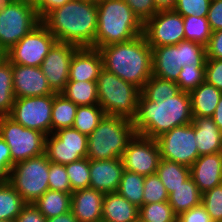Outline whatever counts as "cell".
Masks as SVG:
<instances>
[{
	"mask_svg": "<svg viewBox=\"0 0 222 222\" xmlns=\"http://www.w3.org/2000/svg\"><path fill=\"white\" fill-rule=\"evenodd\" d=\"M97 17L95 0H71L51 11L41 22L57 42L95 48Z\"/></svg>",
	"mask_w": 222,
	"mask_h": 222,
	"instance_id": "1",
	"label": "cell"
},
{
	"mask_svg": "<svg viewBox=\"0 0 222 222\" xmlns=\"http://www.w3.org/2000/svg\"><path fill=\"white\" fill-rule=\"evenodd\" d=\"M193 121L189 92L179 91L165 100L151 102L142 93L133 125L136 134L157 139L174 127L191 124Z\"/></svg>",
	"mask_w": 222,
	"mask_h": 222,
	"instance_id": "2",
	"label": "cell"
},
{
	"mask_svg": "<svg viewBox=\"0 0 222 222\" xmlns=\"http://www.w3.org/2000/svg\"><path fill=\"white\" fill-rule=\"evenodd\" d=\"M98 50L105 70L140 90L152 76V48L143 34L130 41L103 46Z\"/></svg>",
	"mask_w": 222,
	"mask_h": 222,
	"instance_id": "3",
	"label": "cell"
},
{
	"mask_svg": "<svg viewBox=\"0 0 222 222\" xmlns=\"http://www.w3.org/2000/svg\"><path fill=\"white\" fill-rule=\"evenodd\" d=\"M95 48L130 41L143 34V23L124 0H97Z\"/></svg>",
	"mask_w": 222,
	"mask_h": 222,
	"instance_id": "4",
	"label": "cell"
},
{
	"mask_svg": "<svg viewBox=\"0 0 222 222\" xmlns=\"http://www.w3.org/2000/svg\"><path fill=\"white\" fill-rule=\"evenodd\" d=\"M135 134L132 120L105 115L88 136L87 158L91 160L121 158Z\"/></svg>",
	"mask_w": 222,
	"mask_h": 222,
	"instance_id": "5",
	"label": "cell"
},
{
	"mask_svg": "<svg viewBox=\"0 0 222 222\" xmlns=\"http://www.w3.org/2000/svg\"><path fill=\"white\" fill-rule=\"evenodd\" d=\"M98 104L106 115L134 120L141 90L104 68L96 81Z\"/></svg>",
	"mask_w": 222,
	"mask_h": 222,
	"instance_id": "6",
	"label": "cell"
},
{
	"mask_svg": "<svg viewBox=\"0 0 222 222\" xmlns=\"http://www.w3.org/2000/svg\"><path fill=\"white\" fill-rule=\"evenodd\" d=\"M49 160L46 154L15 163L7 180L26 203H34L48 189Z\"/></svg>",
	"mask_w": 222,
	"mask_h": 222,
	"instance_id": "7",
	"label": "cell"
},
{
	"mask_svg": "<svg viewBox=\"0 0 222 222\" xmlns=\"http://www.w3.org/2000/svg\"><path fill=\"white\" fill-rule=\"evenodd\" d=\"M41 23L33 4L16 0L0 7V45L10 50Z\"/></svg>",
	"mask_w": 222,
	"mask_h": 222,
	"instance_id": "8",
	"label": "cell"
},
{
	"mask_svg": "<svg viewBox=\"0 0 222 222\" xmlns=\"http://www.w3.org/2000/svg\"><path fill=\"white\" fill-rule=\"evenodd\" d=\"M0 136L10 148L12 167L15 163L45 153L46 135L38 130L25 128L10 116L1 117Z\"/></svg>",
	"mask_w": 222,
	"mask_h": 222,
	"instance_id": "9",
	"label": "cell"
},
{
	"mask_svg": "<svg viewBox=\"0 0 222 222\" xmlns=\"http://www.w3.org/2000/svg\"><path fill=\"white\" fill-rule=\"evenodd\" d=\"M56 42L54 35L41 22L7 51V59L12 64L40 67Z\"/></svg>",
	"mask_w": 222,
	"mask_h": 222,
	"instance_id": "10",
	"label": "cell"
},
{
	"mask_svg": "<svg viewBox=\"0 0 222 222\" xmlns=\"http://www.w3.org/2000/svg\"><path fill=\"white\" fill-rule=\"evenodd\" d=\"M161 159L191 167L200 156L195 141L194 125L174 127L156 139Z\"/></svg>",
	"mask_w": 222,
	"mask_h": 222,
	"instance_id": "11",
	"label": "cell"
},
{
	"mask_svg": "<svg viewBox=\"0 0 222 222\" xmlns=\"http://www.w3.org/2000/svg\"><path fill=\"white\" fill-rule=\"evenodd\" d=\"M87 142V135L63 128L46 136L45 154L51 163L65 165L87 157Z\"/></svg>",
	"mask_w": 222,
	"mask_h": 222,
	"instance_id": "12",
	"label": "cell"
},
{
	"mask_svg": "<svg viewBox=\"0 0 222 222\" xmlns=\"http://www.w3.org/2000/svg\"><path fill=\"white\" fill-rule=\"evenodd\" d=\"M53 95L15 99L10 117L25 128L35 129L46 136L52 133Z\"/></svg>",
	"mask_w": 222,
	"mask_h": 222,
	"instance_id": "13",
	"label": "cell"
},
{
	"mask_svg": "<svg viewBox=\"0 0 222 222\" xmlns=\"http://www.w3.org/2000/svg\"><path fill=\"white\" fill-rule=\"evenodd\" d=\"M143 36L150 47L176 45L185 40L183 16L174 10L158 11L143 23Z\"/></svg>",
	"mask_w": 222,
	"mask_h": 222,
	"instance_id": "14",
	"label": "cell"
},
{
	"mask_svg": "<svg viewBox=\"0 0 222 222\" xmlns=\"http://www.w3.org/2000/svg\"><path fill=\"white\" fill-rule=\"evenodd\" d=\"M121 160L127 171L143 176L156 174L161 160L156 139L135 134L123 152Z\"/></svg>",
	"mask_w": 222,
	"mask_h": 222,
	"instance_id": "15",
	"label": "cell"
},
{
	"mask_svg": "<svg viewBox=\"0 0 222 222\" xmlns=\"http://www.w3.org/2000/svg\"><path fill=\"white\" fill-rule=\"evenodd\" d=\"M78 48L70 43L56 42L40 65L54 93H61L64 90L69 79L71 60Z\"/></svg>",
	"mask_w": 222,
	"mask_h": 222,
	"instance_id": "16",
	"label": "cell"
},
{
	"mask_svg": "<svg viewBox=\"0 0 222 222\" xmlns=\"http://www.w3.org/2000/svg\"><path fill=\"white\" fill-rule=\"evenodd\" d=\"M12 72L16 99L55 94L40 67L12 64Z\"/></svg>",
	"mask_w": 222,
	"mask_h": 222,
	"instance_id": "17",
	"label": "cell"
},
{
	"mask_svg": "<svg viewBox=\"0 0 222 222\" xmlns=\"http://www.w3.org/2000/svg\"><path fill=\"white\" fill-rule=\"evenodd\" d=\"M90 187L104 194L116 192L124 165L121 158L107 160L89 159Z\"/></svg>",
	"mask_w": 222,
	"mask_h": 222,
	"instance_id": "18",
	"label": "cell"
},
{
	"mask_svg": "<svg viewBox=\"0 0 222 222\" xmlns=\"http://www.w3.org/2000/svg\"><path fill=\"white\" fill-rule=\"evenodd\" d=\"M190 177L204 193L222 183V152L200 155L190 167Z\"/></svg>",
	"mask_w": 222,
	"mask_h": 222,
	"instance_id": "19",
	"label": "cell"
},
{
	"mask_svg": "<svg viewBox=\"0 0 222 222\" xmlns=\"http://www.w3.org/2000/svg\"><path fill=\"white\" fill-rule=\"evenodd\" d=\"M103 69V60L98 49L78 48L72 57L68 81H97Z\"/></svg>",
	"mask_w": 222,
	"mask_h": 222,
	"instance_id": "20",
	"label": "cell"
},
{
	"mask_svg": "<svg viewBox=\"0 0 222 222\" xmlns=\"http://www.w3.org/2000/svg\"><path fill=\"white\" fill-rule=\"evenodd\" d=\"M104 193L87 188L72 192L71 212L79 222L102 221Z\"/></svg>",
	"mask_w": 222,
	"mask_h": 222,
	"instance_id": "21",
	"label": "cell"
},
{
	"mask_svg": "<svg viewBox=\"0 0 222 222\" xmlns=\"http://www.w3.org/2000/svg\"><path fill=\"white\" fill-rule=\"evenodd\" d=\"M152 48V75L176 82L182 68L180 42Z\"/></svg>",
	"mask_w": 222,
	"mask_h": 222,
	"instance_id": "22",
	"label": "cell"
},
{
	"mask_svg": "<svg viewBox=\"0 0 222 222\" xmlns=\"http://www.w3.org/2000/svg\"><path fill=\"white\" fill-rule=\"evenodd\" d=\"M192 124L199 155L222 152V131L212 117L193 116Z\"/></svg>",
	"mask_w": 222,
	"mask_h": 222,
	"instance_id": "23",
	"label": "cell"
},
{
	"mask_svg": "<svg viewBox=\"0 0 222 222\" xmlns=\"http://www.w3.org/2000/svg\"><path fill=\"white\" fill-rule=\"evenodd\" d=\"M139 218V208L117 192L107 193L103 198L102 221L134 222Z\"/></svg>",
	"mask_w": 222,
	"mask_h": 222,
	"instance_id": "24",
	"label": "cell"
},
{
	"mask_svg": "<svg viewBox=\"0 0 222 222\" xmlns=\"http://www.w3.org/2000/svg\"><path fill=\"white\" fill-rule=\"evenodd\" d=\"M192 116L212 117L218 105L222 91L204 81L189 92Z\"/></svg>",
	"mask_w": 222,
	"mask_h": 222,
	"instance_id": "25",
	"label": "cell"
},
{
	"mask_svg": "<svg viewBox=\"0 0 222 222\" xmlns=\"http://www.w3.org/2000/svg\"><path fill=\"white\" fill-rule=\"evenodd\" d=\"M201 202L202 193L191 177L182 183V185L173 189L168 198V203L171 205L176 216L201 205Z\"/></svg>",
	"mask_w": 222,
	"mask_h": 222,
	"instance_id": "26",
	"label": "cell"
},
{
	"mask_svg": "<svg viewBox=\"0 0 222 222\" xmlns=\"http://www.w3.org/2000/svg\"><path fill=\"white\" fill-rule=\"evenodd\" d=\"M46 219L71 211V194L48 189L33 203Z\"/></svg>",
	"mask_w": 222,
	"mask_h": 222,
	"instance_id": "27",
	"label": "cell"
},
{
	"mask_svg": "<svg viewBox=\"0 0 222 222\" xmlns=\"http://www.w3.org/2000/svg\"><path fill=\"white\" fill-rule=\"evenodd\" d=\"M77 107L76 104L61 93L53 95L51 115L52 133L63 128L73 127Z\"/></svg>",
	"mask_w": 222,
	"mask_h": 222,
	"instance_id": "28",
	"label": "cell"
},
{
	"mask_svg": "<svg viewBox=\"0 0 222 222\" xmlns=\"http://www.w3.org/2000/svg\"><path fill=\"white\" fill-rule=\"evenodd\" d=\"M61 94L77 106L98 104L96 81H68Z\"/></svg>",
	"mask_w": 222,
	"mask_h": 222,
	"instance_id": "29",
	"label": "cell"
},
{
	"mask_svg": "<svg viewBox=\"0 0 222 222\" xmlns=\"http://www.w3.org/2000/svg\"><path fill=\"white\" fill-rule=\"evenodd\" d=\"M26 204L7 180H0V220H16Z\"/></svg>",
	"mask_w": 222,
	"mask_h": 222,
	"instance_id": "30",
	"label": "cell"
},
{
	"mask_svg": "<svg viewBox=\"0 0 222 222\" xmlns=\"http://www.w3.org/2000/svg\"><path fill=\"white\" fill-rule=\"evenodd\" d=\"M168 194L190 178V167L161 159L156 171Z\"/></svg>",
	"mask_w": 222,
	"mask_h": 222,
	"instance_id": "31",
	"label": "cell"
},
{
	"mask_svg": "<svg viewBox=\"0 0 222 222\" xmlns=\"http://www.w3.org/2000/svg\"><path fill=\"white\" fill-rule=\"evenodd\" d=\"M144 180L145 176L124 169L116 192L140 208L143 205Z\"/></svg>",
	"mask_w": 222,
	"mask_h": 222,
	"instance_id": "32",
	"label": "cell"
},
{
	"mask_svg": "<svg viewBox=\"0 0 222 222\" xmlns=\"http://www.w3.org/2000/svg\"><path fill=\"white\" fill-rule=\"evenodd\" d=\"M12 63L6 59L0 64V116H10L15 103Z\"/></svg>",
	"mask_w": 222,
	"mask_h": 222,
	"instance_id": "33",
	"label": "cell"
},
{
	"mask_svg": "<svg viewBox=\"0 0 222 222\" xmlns=\"http://www.w3.org/2000/svg\"><path fill=\"white\" fill-rule=\"evenodd\" d=\"M105 115L106 113L99 104L78 106L73 128L89 136Z\"/></svg>",
	"mask_w": 222,
	"mask_h": 222,
	"instance_id": "34",
	"label": "cell"
},
{
	"mask_svg": "<svg viewBox=\"0 0 222 222\" xmlns=\"http://www.w3.org/2000/svg\"><path fill=\"white\" fill-rule=\"evenodd\" d=\"M180 91L174 81L165 80L152 75L141 90V93L151 102L171 98Z\"/></svg>",
	"mask_w": 222,
	"mask_h": 222,
	"instance_id": "35",
	"label": "cell"
},
{
	"mask_svg": "<svg viewBox=\"0 0 222 222\" xmlns=\"http://www.w3.org/2000/svg\"><path fill=\"white\" fill-rule=\"evenodd\" d=\"M183 20L185 40L196 42L206 47L212 34L207 17L191 15L183 17Z\"/></svg>",
	"mask_w": 222,
	"mask_h": 222,
	"instance_id": "36",
	"label": "cell"
},
{
	"mask_svg": "<svg viewBox=\"0 0 222 222\" xmlns=\"http://www.w3.org/2000/svg\"><path fill=\"white\" fill-rule=\"evenodd\" d=\"M139 218L144 222H177V216L168 201L143 204L139 208Z\"/></svg>",
	"mask_w": 222,
	"mask_h": 222,
	"instance_id": "37",
	"label": "cell"
},
{
	"mask_svg": "<svg viewBox=\"0 0 222 222\" xmlns=\"http://www.w3.org/2000/svg\"><path fill=\"white\" fill-rule=\"evenodd\" d=\"M205 81V63L184 65L176 84L181 91L190 92Z\"/></svg>",
	"mask_w": 222,
	"mask_h": 222,
	"instance_id": "38",
	"label": "cell"
},
{
	"mask_svg": "<svg viewBox=\"0 0 222 222\" xmlns=\"http://www.w3.org/2000/svg\"><path fill=\"white\" fill-rule=\"evenodd\" d=\"M65 167L72 192L90 187V168L89 159L87 157L65 164Z\"/></svg>",
	"mask_w": 222,
	"mask_h": 222,
	"instance_id": "39",
	"label": "cell"
},
{
	"mask_svg": "<svg viewBox=\"0 0 222 222\" xmlns=\"http://www.w3.org/2000/svg\"><path fill=\"white\" fill-rule=\"evenodd\" d=\"M169 194L157 174L145 176L143 204L168 201Z\"/></svg>",
	"mask_w": 222,
	"mask_h": 222,
	"instance_id": "40",
	"label": "cell"
},
{
	"mask_svg": "<svg viewBox=\"0 0 222 222\" xmlns=\"http://www.w3.org/2000/svg\"><path fill=\"white\" fill-rule=\"evenodd\" d=\"M201 204L213 222H222V183L202 193Z\"/></svg>",
	"mask_w": 222,
	"mask_h": 222,
	"instance_id": "41",
	"label": "cell"
},
{
	"mask_svg": "<svg viewBox=\"0 0 222 222\" xmlns=\"http://www.w3.org/2000/svg\"><path fill=\"white\" fill-rule=\"evenodd\" d=\"M180 57L182 67L194 63L206 62V47L202 44L183 40L180 42Z\"/></svg>",
	"mask_w": 222,
	"mask_h": 222,
	"instance_id": "42",
	"label": "cell"
},
{
	"mask_svg": "<svg viewBox=\"0 0 222 222\" xmlns=\"http://www.w3.org/2000/svg\"><path fill=\"white\" fill-rule=\"evenodd\" d=\"M48 184L50 190H56L72 194V188L65 165L55 164L49 161Z\"/></svg>",
	"mask_w": 222,
	"mask_h": 222,
	"instance_id": "43",
	"label": "cell"
},
{
	"mask_svg": "<svg viewBox=\"0 0 222 222\" xmlns=\"http://www.w3.org/2000/svg\"><path fill=\"white\" fill-rule=\"evenodd\" d=\"M210 2L211 0H177L174 11L183 17H207Z\"/></svg>",
	"mask_w": 222,
	"mask_h": 222,
	"instance_id": "44",
	"label": "cell"
},
{
	"mask_svg": "<svg viewBox=\"0 0 222 222\" xmlns=\"http://www.w3.org/2000/svg\"><path fill=\"white\" fill-rule=\"evenodd\" d=\"M133 13L144 23L153 17L158 11L154 5V0H124Z\"/></svg>",
	"mask_w": 222,
	"mask_h": 222,
	"instance_id": "45",
	"label": "cell"
},
{
	"mask_svg": "<svg viewBox=\"0 0 222 222\" xmlns=\"http://www.w3.org/2000/svg\"><path fill=\"white\" fill-rule=\"evenodd\" d=\"M205 81L222 91V60L206 58Z\"/></svg>",
	"mask_w": 222,
	"mask_h": 222,
	"instance_id": "46",
	"label": "cell"
},
{
	"mask_svg": "<svg viewBox=\"0 0 222 222\" xmlns=\"http://www.w3.org/2000/svg\"><path fill=\"white\" fill-rule=\"evenodd\" d=\"M12 169L10 148L0 136V180H8Z\"/></svg>",
	"mask_w": 222,
	"mask_h": 222,
	"instance_id": "47",
	"label": "cell"
},
{
	"mask_svg": "<svg viewBox=\"0 0 222 222\" xmlns=\"http://www.w3.org/2000/svg\"><path fill=\"white\" fill-rule=\"evenodd\" d=\"M207 20L212 32L222 30V0H211Z\"/></svg>",
	"mask_w": 222,
	"mask_h": 222,
	"instance_id": "48",
	"label": "cell"
},
{
	"mask_svg": "<svg viewBox=\"0 0 222 222\" xmlns=\"http://www.w3.org/2000/svg\"><path fill=\"white\" fill-rule=\"evenodd\" d=\"M177 222H213V221L211 220L209 214L201 204L177 216Z\"/></svg>",
	"mask_w": 222,
	"mask_h": 222,
	"instance_id": "49",
	"label": "cell"
},
{
	"mask_svg": "<svg viewBox=\"0 0 222 222\" xmlns=\"http://www.w3.org/2000/svg\"><path fill=\"white\" fill-rule=\"evenodd\" d=\"M206 58L222 60V30L212 32L206 46Z\"/></svg>",
	"mask_w": 222,
	"mask_h": 222,
	"instance_id": "50",
	"label": "cell"
},
{
	"mask_svg": "<svg viewBox=\"0 0 222 222\" xmlns=\"http://www.w3.org/2000/svg\"><path fill=\"white\" fill-rule=\"evenodd\" d=\"M16 222H46L45 216L33 203H27L16 217Z\"/></svg>",
	"mask_w": 222,
	"mask_h": 222,
	"instance_id": "51",
	"label": "cell"
},
{
	"mask_svg": "<svg viewBox=\"0 0 222 222\" xmlns=\"http://www.w3.org/2000/svg\"><path fill=\"white\" fill-rule=\"evenodd\" d=\"M71 0H38L34 7L41 21L53 10L62 7Z\"/></svg>",
	"mask_w": 222,
	"mask_h": 222,
	"instance_id": "52",
	"label": "cell"
},
{
	"mask_svg": "<svg viewBox=\"0 0 222 222\" xmlns=\"http://www.w3.org/2000/svg\"><path fill=\"white\" fill-rule=\"evenodd\" d=\"M177 0H154L157 11L174 10Z\"/></svg>",
	"mask_w": 222,
	"mask_h": 222,
	"instance_id": "53",
	"label": "cell"
},
{
	"mask_svg": "<svg viewBox=\"0 0 222 222\" xmlns=\"http://www.w3.org/2000/svg\"><path fill=\"white\" fill-rule=\"evenodd\" d=\"M46 222H79L71 211L46 219Z\"/></svg>",
	"mask_w": 222,
	"mask_h": 222,
	"instance_id": "54",
	"label": "cell"
},
{
	"mask_svg": "<svg viewBox=\"0 0 222 222\" xmlns=\"http://www.w3.org/2000/svg\"><path fill=\"white\" fill-rule=\"evenodd\" d=\"M212 119L217 125V127L222 131V95L219 99L218 105L215 109Z\"/></svg>",
	"mask_w": 222,
	"mask_h": 222,
	"instance_id": "55",
	"label": "cell"
},
{
	"mask_svg": "<svg viewBox=\"0 0 222 222\" xmlns=\"http://www.w3.org/2000/svg\"><path fill=\"white\" fill-rule=\"evenodd\" d=\"M7 59V51L0 45V64Z\"/></svg>",
	"mask_w": 222,
	"mask_h": 222,
	"instance_id": "56",
	"label": "cell"
},
{
	"mask_svg": "<svg viewBox=\"0 0 222 222\" xmlns=\"http://www.w3.org/2000/svg\"><path fill=\"white\" fill-rule=\"evenodd\" d=\"M16 0H0V7Z\"/></svg>",
	"mask_w": 222,
	"mask_h": 222,
	"instance_id": "57",
	"label": "cell"
},
{
	"mask_svg": "<svg viewBox=\"0 0 222 222\" xmlns=\"http://www.w3.org/2000/svg\"><path fill=\"white\" fill-rule=\"evenodd\" d=\"M23 1L34 5L38 0H23Z\"/></svg>",
	"mask_w": 222,
	"mask_h": 222,
	"instance_id": "58",
	"label": "cell"
},
{
	"mask_svg": "<svg viewBox=\"0 0 222 222\" xmlns=\"http://www.w3.org/2000/svg\"><path fill=\"white\" fill-rule=\"evenodd\" d=\"M0 222H16L15 220H0Z\"/></svg>",
	"mask_w": 222,
	"mask_h": 222,
	"instance_id": "59",
	"label": "cell"
},
{
	"mask_svg": "<svg viewBox=\"0 0 222 222\" xmlns=\"http://www.w3.org/2000/svg\"><path fill=\"white\" fill-rule=\"evenodd\" d=\"M134 222H144L140 218L136 219Z\"/></svg>",
	"mask_w": 222,
	"mask_h": 222,
	"instance_id": "60",
	"label": "cell"
}]
</instances>
